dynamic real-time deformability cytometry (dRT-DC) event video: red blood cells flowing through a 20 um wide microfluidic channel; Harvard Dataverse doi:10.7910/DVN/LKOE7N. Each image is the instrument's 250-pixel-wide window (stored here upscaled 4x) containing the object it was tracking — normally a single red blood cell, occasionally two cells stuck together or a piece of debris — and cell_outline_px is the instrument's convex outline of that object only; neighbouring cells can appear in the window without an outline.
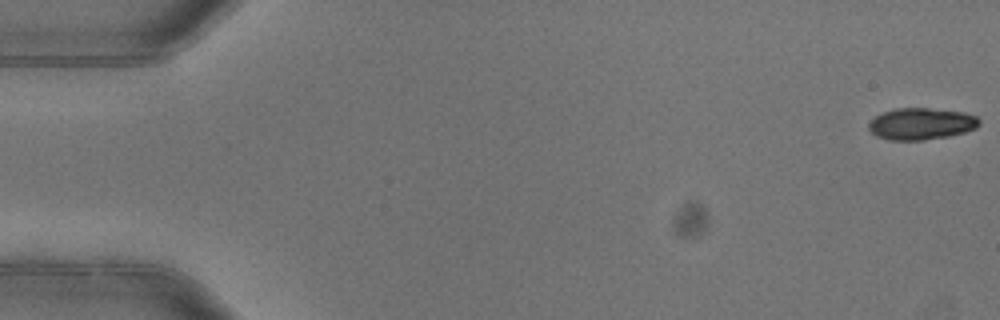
{"species": "common noctule bat (a hibernating species)", "species_latin": "Nyctalus noctula", "temperature_condition": "warm", "stored_images_in_passage": 3, "camera_frame_rate_fps": 3000, "um_per_image_px": 0.085, "animal": {"sex": "female"}, "frame": {"image": 1, "passage_image": 1, "time_ms": 0.0, "image_size_px": [1000, 320], "cell_outline_px": [[980, 124], [976, 128], [964, 132], [948, 136], [924, 140], [888, 140], [876, 136], [868, 128], [868, 124], [876, 116], [884, 112], [896, 108], [928, 108], [964, 112], [976, 116], [980, 120]], "centroid_in_image_um": [78.31, 10.52], "position_along_channel_um": 6.7, "area_um2": 20.4}}
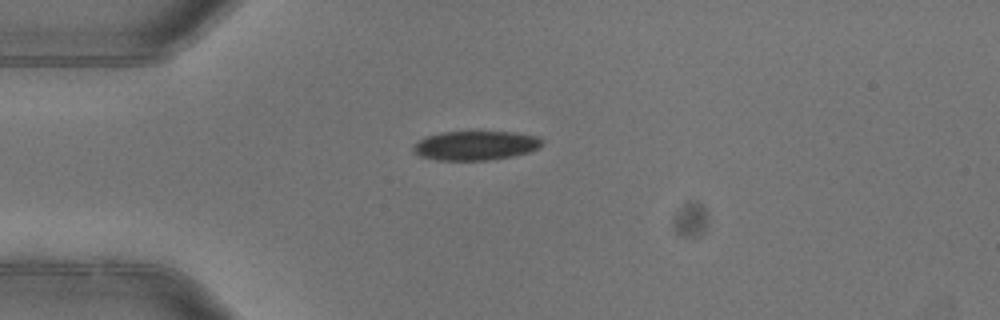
{"frame": {"image": 2, "passage_image": 3, "time_ms": 0.667, "image_size_px": [1000, 320], "cell_outline_px": [[544, 140], [540, 148], [528, 152], [512, 156], [488, 160], [436, 160], [420, 156], [412, 152], [412, 148], [424, 136], [440, 132], [516, 132], [540, 136]], "centroid_in_image_um": [40.44, 12.36], "position_along_channel_um": 44.6, "area_um2": 22.14}}